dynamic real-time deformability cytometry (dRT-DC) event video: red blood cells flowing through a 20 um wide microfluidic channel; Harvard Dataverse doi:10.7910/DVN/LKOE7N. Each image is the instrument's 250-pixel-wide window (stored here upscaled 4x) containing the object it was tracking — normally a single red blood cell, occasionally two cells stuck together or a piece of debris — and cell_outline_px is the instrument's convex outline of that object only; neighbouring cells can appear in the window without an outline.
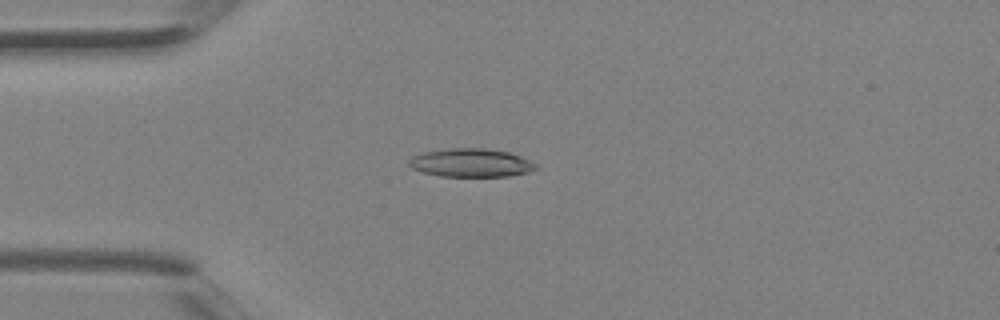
{"species": "Egyptian fruit bat (a non-hibernating species)", "species_latin": "Rousettus aegyptiacus", "temperature_condition": "room temperature", "stored_images_in_passage": 4, "camera_frame_rate_fps": 3000, "um_per_image_px": 0.085, "animal": {"sex": "female"}, "frame": {"image": 1, "passage_image": 4, "time_ms": 1.0, "image_size_px": [1000, 320], "cell_outline_px": [[536, 168], [528, 172], [508, 176], [440, 176], [424, 172], [412, 168], [408, 164], [408, 160], [412, 156], [424, 152], [452, 148], [484, 148], [508, 152], [520, 156], [536, 164]], "centroid_in_image_um": [40.01, 13.83], "position_along_channel_um": 45.0, "area_um2": 20.75}}